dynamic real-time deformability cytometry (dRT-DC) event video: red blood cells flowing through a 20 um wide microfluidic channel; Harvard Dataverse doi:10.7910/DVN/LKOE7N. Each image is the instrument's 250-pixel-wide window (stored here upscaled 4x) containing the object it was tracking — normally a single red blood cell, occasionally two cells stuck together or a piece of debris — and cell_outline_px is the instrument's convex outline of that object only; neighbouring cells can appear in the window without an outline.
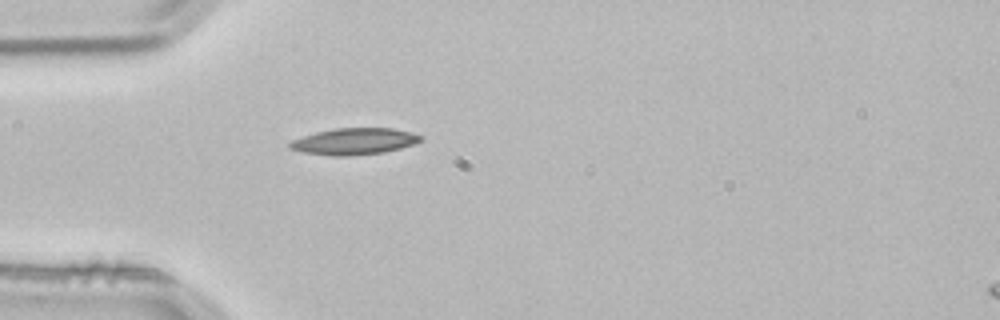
{"species": "common noctule bat (a hibernating species)", "species_latin": "Nyctalus noctula", "temperature_condition": "room temperature", "stored_images_in_passage": 4, "segment_of_instrument_passage": [1, 2], "camera_frame_rate_fps": 3000, "um_per_image_px": 0.085, "animal": {"sex": "male", "body_mass_g": 21.5, "forearm_length_mm": 52.0}, "frame": {"image": 1, "passage_image": 3, "time_ms": 0.667, "image_size_px": [1000, 320], "cell_outline_px": [[424, 136], [420, 140], [412, 144], [400, 148], [384, 152], [348, 156], [332, 156], [304, 152], [288, 148], [288, 144], [292, 140], [316, 132], [332, 128], [392, 128], [412, 132]], "centroid_in_image_um": [30.1, 12.01], "position_along_channel_um": 54.9, "area_um2": 20.17}}